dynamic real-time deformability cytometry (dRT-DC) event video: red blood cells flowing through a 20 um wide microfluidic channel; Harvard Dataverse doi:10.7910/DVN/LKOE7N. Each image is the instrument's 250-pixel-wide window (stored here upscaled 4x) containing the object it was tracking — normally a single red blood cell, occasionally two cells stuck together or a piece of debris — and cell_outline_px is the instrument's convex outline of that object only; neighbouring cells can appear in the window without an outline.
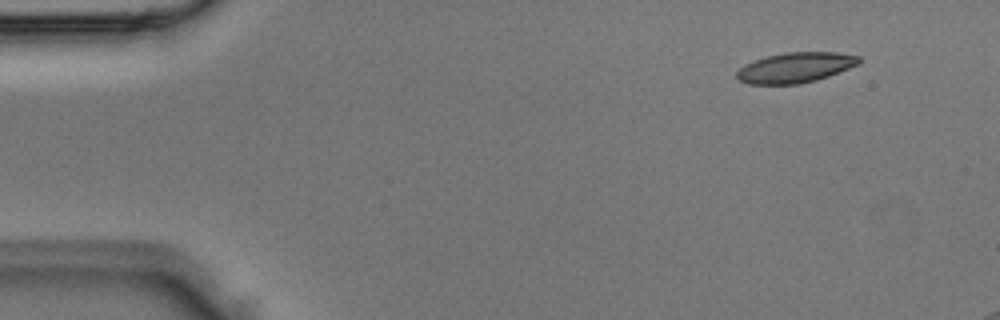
{"species": "Egyptian fruit bat (a non-hibernating species)", "species_latin": "Rousettus aegyptiacus", "temperature_condition": "room temperature", "stored_images_in_passage": 3, "camera_frame_rate_fps": 3000, "um_per_image_px": 0.085, "animal": {"sex": "male"}, "frame": {"image": 1, "passage_image": 1, "time_ms": 0.0, "image_size_px": [1000, 320], "cell_outline_px": [[860, 64], [828, 76], [816, 80], [800, 84], [748, 84], [736, 80], [736, 72], [744, 64], [768, 56], [788, 52], [836, 52], [860, 56]], "centroid_in_image_um": [67.6, 5.75], "position_along_channel_um": 17.4, "area_um2": 21.56}}